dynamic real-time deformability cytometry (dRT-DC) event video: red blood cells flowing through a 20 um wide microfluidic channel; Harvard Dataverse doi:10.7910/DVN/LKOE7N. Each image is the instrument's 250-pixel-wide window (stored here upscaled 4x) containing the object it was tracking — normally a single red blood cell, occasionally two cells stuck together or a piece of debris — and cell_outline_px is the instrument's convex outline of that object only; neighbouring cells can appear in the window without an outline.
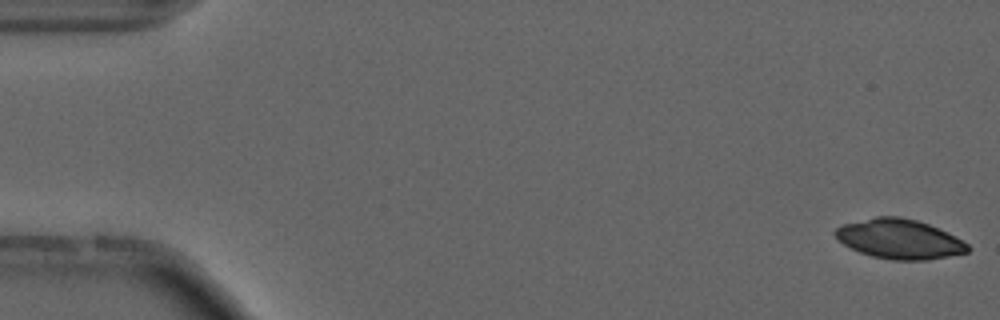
{"species": "common noctule bat (a hibernating species)", "species_latin": "Nyctalus noctula", "temperature_condition": "cold", "stored_images_in_passage": 54, "camera_frame_rate_fps": 3000, "um_per_image_px": 0.085, "animal": {"sex": "male", "forearm_length_mm": 52.5}, "frame": {"image": 1, "passage_image": 1, "time_ms": 0.0, "image_size_px": [1000, 320], "cell_outline_px": [[972, 248], [968, 252], [928, 260], [892, 260], [872, 256], [860, 252], [844, 244], [832, 232], [836, 228], [844, 224], [876, 216], [900, 216], [916, 220], [928, 224], [948, 232], [968, 244]], "centroid_in_image_um": [76.47, 20.31], "position_along_channel_um": 8.5, "area_um2": 30.52}}